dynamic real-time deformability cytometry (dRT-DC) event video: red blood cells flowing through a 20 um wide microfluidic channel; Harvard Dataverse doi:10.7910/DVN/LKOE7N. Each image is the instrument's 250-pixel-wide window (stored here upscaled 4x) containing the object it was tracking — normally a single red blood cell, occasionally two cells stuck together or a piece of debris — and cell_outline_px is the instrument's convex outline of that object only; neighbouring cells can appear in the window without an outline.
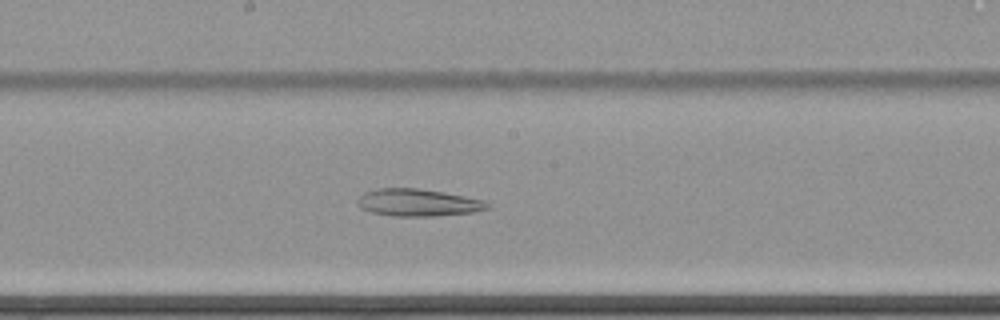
{"species": "common noctule bat (a hibernating species)", "species_latin": "Nyctalus noctula", "temperature_condition": "cold", "stored_images_in_passage": 61, "camera_frame_rate_fps": 3000, "um_per_image_px": 0.085, "animal": {"sex": "female", "body_mass_g": 22.7, "forearm_length_mm": 54.2}, "frame": {"image": 1, "passage_image": 39, "time_ms": 12.667, "image_size_px": [1000, 320], "cell_outline_px": [[492, 204], [488, 208], [472, 212], [436, 216], [396, 216], [372, 212], [360, 208], [356, 200], [364, 192], [376, 188], [416, 188], [444, 192], [484, 200]], "centroid_in_image_um": [35.52, 17.21], "position_along_channel_um": 212.7, "area_um2": 20.63}}
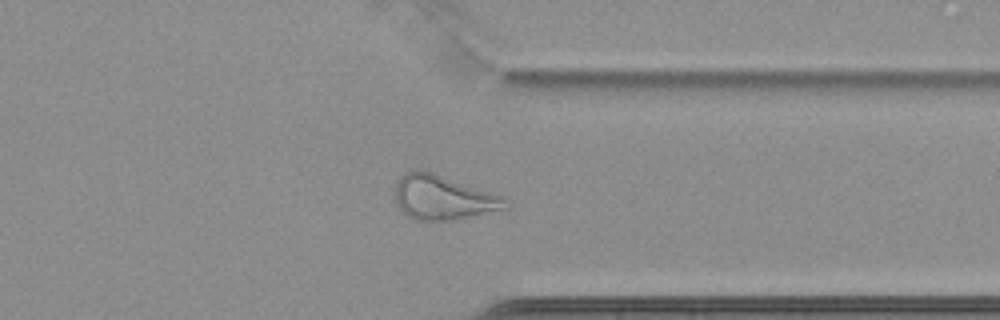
{"frame": {"image": 2, "passage_image": 53, "time_ms": 17.333, "image_size_px": [1000, 320], "cell_outline_px": [[508, 208], [452, 220], [412, 220], [396, 204], [396, 184], [408, 172], [432, 172], [504, 196]], "centroid_in_image_um": [37.69, 16.82], "position_along_channel_um": 373.7, "area_um2": 27.86}}
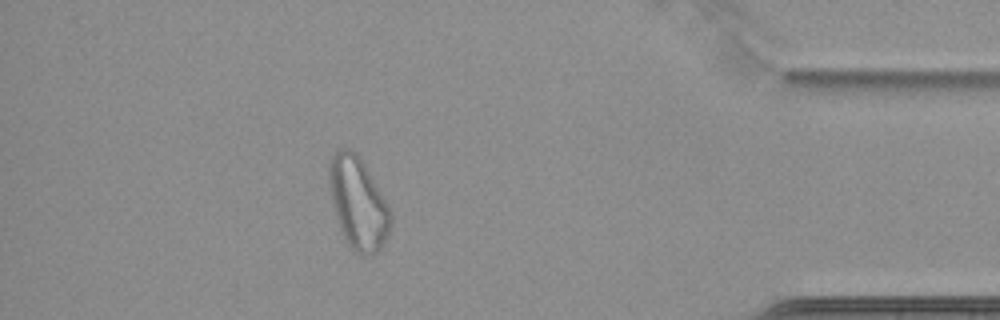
{"frame": {"image": 3, "passage_image": 59, "time_ms": 19.333, "image_size_px": [1000, 320], "cell_outline_px": [[392, 224], [388, 236], [380, 248], [372, 256], [360, 256], [352, 252], [348, 248], [344, 240], [336, 220], [332, 204], [328, 180], [328, 168], [332, 156], [340, 148], [352, 148], [360, 156], [388, 204], [392, 212]], "centroid_in_image_um": [30.43, 17.32], "position_along_channel_um": 404.8, "area_um2": 33.81}}